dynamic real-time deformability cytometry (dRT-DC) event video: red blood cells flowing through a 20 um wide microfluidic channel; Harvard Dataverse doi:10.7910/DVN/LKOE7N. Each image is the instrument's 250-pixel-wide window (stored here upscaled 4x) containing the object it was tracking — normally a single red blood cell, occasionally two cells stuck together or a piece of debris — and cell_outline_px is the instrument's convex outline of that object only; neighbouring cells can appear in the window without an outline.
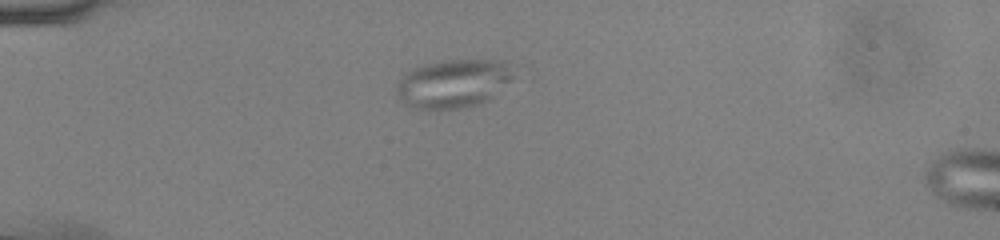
{"species": "common noctule bat (a hibernating species)", "species_latin": "Nyctalus noctula", "temperature_condition": "cold", "stored_images_in_passage": 51, "camera_frame_rate_fps": 3000, "um_per_image_px": 0.085, "animal": {"sex": "male", "body_mass_g": 13.0, "forearm_length_mm": 53.1}, "frame": {"image": 1, "passage_image": 13, "time_ms": 4.0, "image_size_px": [1000, 240], "cell_outline_px": [[512, 76], [488, 100], [476, 104], [460, 108], [412, 108], [404, 104], [400, 100], [396, 92], [396, 84], [404, 72], [428, 64], [444, 60], [500, 60], [508, 64]], "centroid_in_image_um": [38.44, 7.09], "position_along_channel_um": 46.6, "area_um2": 32.31}}
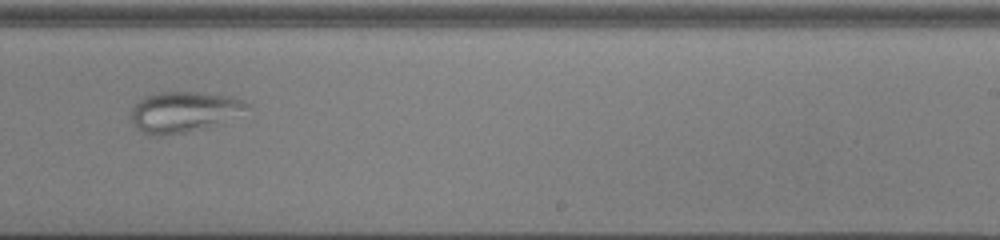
{"frame": {"image": 2, "passage_image": 33, "time_ms": 10.667, "image_size_px": [1000, 240], "cell_outline_px": [[252, 108], [200, 128], [184, 132], [160, 136], [148, 136], [136, 128], [132, 120], [132, 108], [144, 96], [160, 92], [200, 92], [236, 96], [252, 104]], "centroid_in_image_um": [15.61, 9.48], "position_along_channel_um": 273.4, "area_um2": 27.11}}
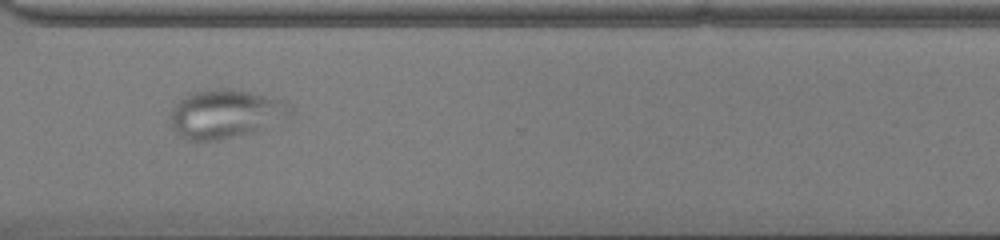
{"frame": {"image": 3, "passage_image": 39, "time_ms": 12.667, "image_size_px": [1000, 240], "cell_outline_px": [[296, 116], [256, 132], [220, 140], [184, 140], [172, 128], [172, 108], [180, 100], [196, 92], [220, 88], [224, 88], [248, 92], [284, 100], [292, 104], [296, 112]], "centroid_in_image_um": [19.31, 9.71], "position_along_channel_um": 351.3, "area_um2": 34.39}}